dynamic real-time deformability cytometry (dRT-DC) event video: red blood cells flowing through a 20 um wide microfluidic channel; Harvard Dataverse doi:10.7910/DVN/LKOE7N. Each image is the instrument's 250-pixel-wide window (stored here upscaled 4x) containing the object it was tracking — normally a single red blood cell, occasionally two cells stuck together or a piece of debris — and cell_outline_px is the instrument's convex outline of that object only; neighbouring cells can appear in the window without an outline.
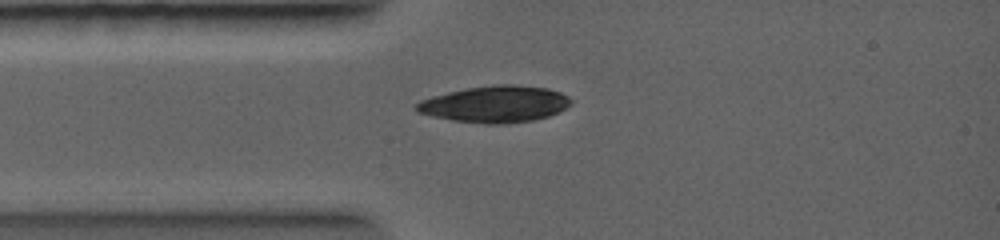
{"species": "common noctule bat (a hibernating species)", "species_latin": "Nyctalus noctula", "temperature_condition": "warm", "stored_images_in_passage": 7, "camera_frame_rate_fps": 5000, "um_per_image_px": 0.085, "animal": {"sex": "female", "body_mass_g": 19.0, "forearm_length_mm": 56.7}, "frame": {"image": 1, "passage_image": 1, "time_ms": 0.0, "image_size_px": [1000, 240], "cell_outline_px": [[572, 104], [548, 116], [532, 120], [504, 124], [488, 124], [452, 120], [432, 116], [416, 112], [416, 104], [420, 100], [432, 96], [448, 92], [468, 88], [500, 84], [508, 84], [548, 88], [560, 92], [568, 96], [572, 100]], "centroid_in_image_um": [42.08, 8.85], "position_along_channel_um": 42.9, "area_um2": 32.71}}